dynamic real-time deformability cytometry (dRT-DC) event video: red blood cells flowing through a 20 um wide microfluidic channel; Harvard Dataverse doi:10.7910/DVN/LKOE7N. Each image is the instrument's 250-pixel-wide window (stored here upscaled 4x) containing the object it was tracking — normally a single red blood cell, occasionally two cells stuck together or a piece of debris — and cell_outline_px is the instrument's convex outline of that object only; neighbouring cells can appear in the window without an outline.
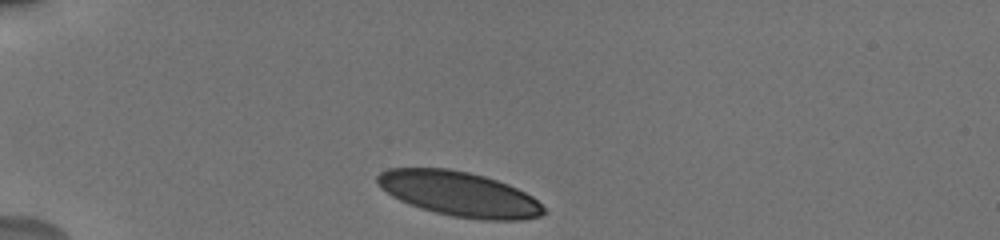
{"species": "human", "species_latin": "Homo sapiens", "temperature_condition": "cold", "stored_images_in_passage": 7, "camera_frame_rate_fps": 3000, "um_per_image_px": 0.085, "donor": {"sex": "male"}, "frame": {"image": 1, "passage_image": 1, "time_ms": 0.0, "image_size_px": [1000, 240], "cell_outline_px": [[548, 212], [540, 216], [520, 220], [484, 220], [452, 216], [436, 212], [400, 200], [392, 196], [380, 188], [376, 180], [376, 176], [380, 172], [388, 168], [448, 168], [468, 172], [484, 176], [508, 184], [532, 196]], "centroid_in_image_um": [39.03, 16.48], "position_along_channel_um": 46.0, "area_um2": 43.12}}
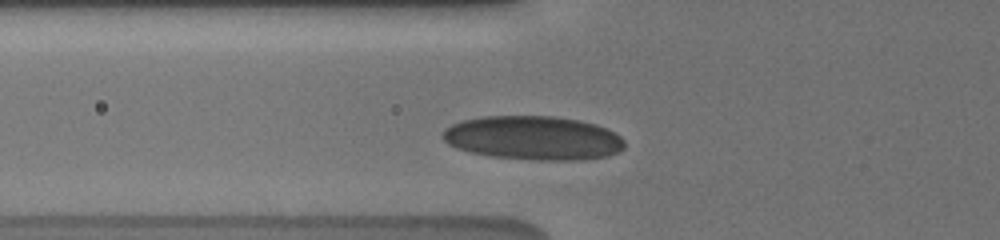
{"frame": {"image": 2, "passage_image": 6, "time_ms": 2.0, "image_size_px": [1000, 240], "cell_outline_px": [[624, 148], [620, 152], [608, 156], [584, 160], [536, 160], [492, 156], [472, 152], [456, 148], [448, 144], [444, 140], [440, 132], [444, 128], [452, 124], [464, 120], [484, 116], [556, 116], [580, 120], [596, 124], [608, 128], [616, 132], [624, 140]], "centroid_in_image_um": [45.36, 11.72], "position_along_channel_um": 80.4, "area_um2": 46.99}}